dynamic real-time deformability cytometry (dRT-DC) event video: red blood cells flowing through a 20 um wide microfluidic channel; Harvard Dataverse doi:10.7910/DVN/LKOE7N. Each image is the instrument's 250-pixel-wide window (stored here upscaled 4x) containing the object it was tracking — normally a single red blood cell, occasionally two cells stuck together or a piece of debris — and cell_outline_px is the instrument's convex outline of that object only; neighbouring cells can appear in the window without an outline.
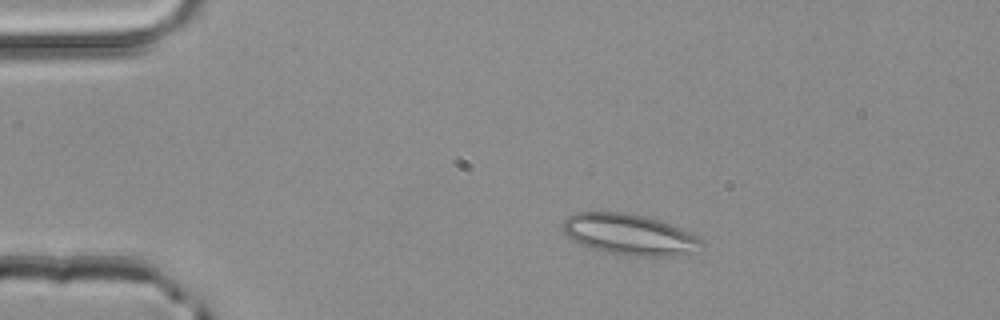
{"species": "common noctule bat (a hibernating species)", "species_latin": "Nyctalus noctula", "temperature_condition": "room temperature", "stored_images_in_passage": 3, "camera_frame_rate_fps": 3000, "um_per_image_px": 0.085, "animal": {"sex": "male", "body_mass_g": 20.4}, "frame": {"image": 1, "passage_image": 1, "time_ms": 0.0, "image_size_px": [1000, 320], "cell_outline_px": [[704, 248], [692, 252], [672, 256], [620, 256], [592, 248], [580, 244], [572, 240], [564, 232], [564, 220], [568, 216], [576, 212], [624, 212], [644, 216], [660, 220], [672, 224], [704, 240]], "centroid_in_image_um": [53.54, 19.94], "position_along_channel_um": 31.5, "area_um2": 33.29}}
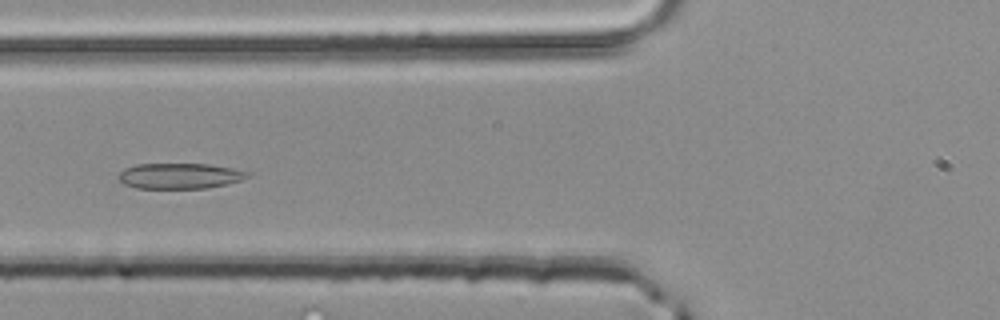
{"frame": {"image": 2, "passage_image": 3, "time_ms": 0.667, "image_size_px": [1000, 320], "cell_outline_px": [[248, 176], [240, 180], [208, 188], [136, 188], [124, 184], [116, 176], [124, 168], [136, 164], [208, 164], [232, 168], [248, 172]], "centroid_in_image_um": [15.21, 14.95], "position_along_channel_um": 110.6, "area_um2": 19.07}}